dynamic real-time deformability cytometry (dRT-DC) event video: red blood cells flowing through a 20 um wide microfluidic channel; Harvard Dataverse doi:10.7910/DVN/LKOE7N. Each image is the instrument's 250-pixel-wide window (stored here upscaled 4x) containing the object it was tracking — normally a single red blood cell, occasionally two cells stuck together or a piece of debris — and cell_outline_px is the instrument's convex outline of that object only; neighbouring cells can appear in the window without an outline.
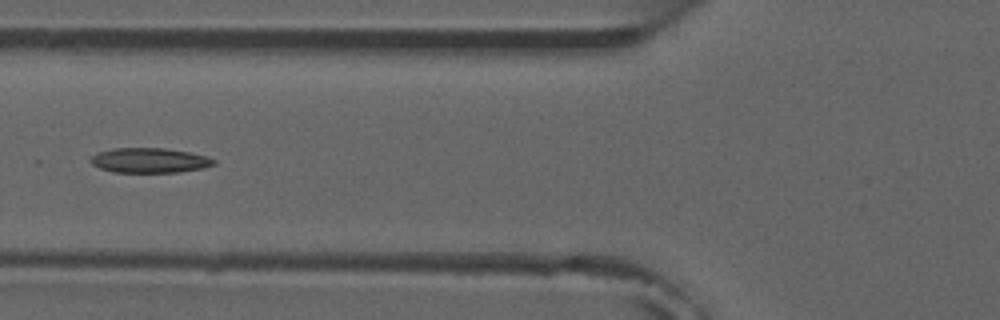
{"species": "common noctule bat (a hibernating species)", "species_latin": "Nyctalus noctula", "temperature_condition": "room temperature", "stored_images_in_passage": 6, "camera_frame_rate_fps": 3000, "um_per_image_px": 0.085, "animal": {"sex": "male", "forearm_length_mm": 52.5}, "frame": {"image": 1, "passage_image": 6, "time_ms": 5.667, "image_size_px": [1000, 320], "cell_outline_px": [[216, 164], [204, 168], [180, 172], [116, 172], [100, 168], [92, 164], [88, 160], [88, 156], [96, 152], [112, 148], [164, 148], [192, 152], [208, 156], [216, 160]], "centroid_in_image_um": [12.71, 13.62], "position_along_channel_um": 113.1, "area_um2": 18.21}}